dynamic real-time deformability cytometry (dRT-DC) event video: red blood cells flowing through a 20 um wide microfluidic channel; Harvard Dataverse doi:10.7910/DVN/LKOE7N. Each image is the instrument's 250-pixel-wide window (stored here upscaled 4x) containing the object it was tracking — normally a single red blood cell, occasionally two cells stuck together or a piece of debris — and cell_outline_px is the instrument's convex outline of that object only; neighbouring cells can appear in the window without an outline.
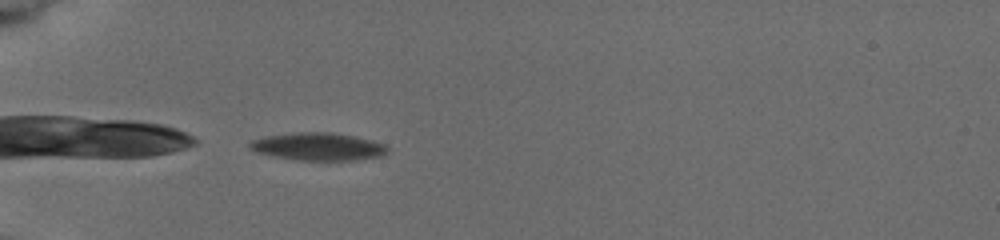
{"species": "common noctule bat (a hibernating species)", "species_latin": "Nyctalus noctula", "temperature_condition": "cold", "stored_images_in_passage": 1, "camera_frame_rate_fps": 3000, "um_per_image_px": 0.085, "animal": {"sex": "female", "body_mass_g": 19.5, "forearm_length_mm": 54.1}, "frame": {"image": 1, "passage_image": 1, "time_ms": 0.0, "image_size_px": [1000, 240], "cell_outline_px": [[388, 152], [380, 156], [356, 160], [296, 160], [256, 152], [248, 144], [252, 140], [268, 136], [292, 132], [328, 132], [352, 136], [372, 140], [384, 144], [388, 148]], "centroid_in_image_um": [27.06, 12.46], "position_along_channel_um": 57.9, "area_um2": 21.96}}